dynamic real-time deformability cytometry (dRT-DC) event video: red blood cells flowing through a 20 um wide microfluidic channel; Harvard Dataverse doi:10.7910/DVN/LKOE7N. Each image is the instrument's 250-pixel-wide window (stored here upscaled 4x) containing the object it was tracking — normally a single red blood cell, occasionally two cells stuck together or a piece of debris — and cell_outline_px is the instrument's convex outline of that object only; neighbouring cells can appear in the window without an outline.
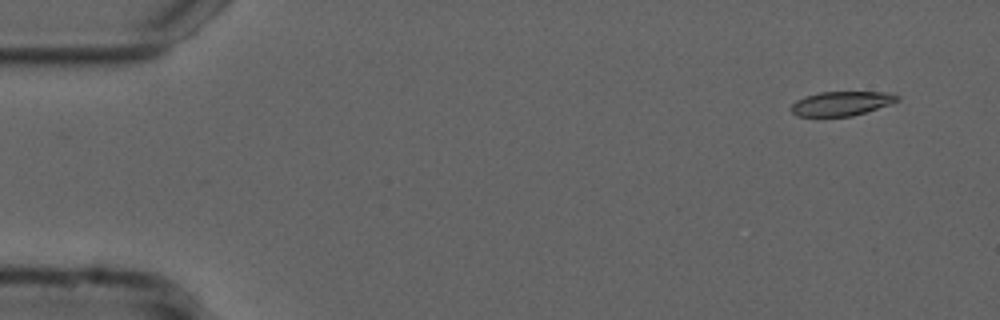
{"species": "common noctule bat (a hibernating species)", "species_latin": "Nyctalus noctula", "temperature_condition": "cold", "stored_images_in_passage": 52, "camera_frame_rate_fps": 3000, "um_per_image_px": 0.085, "animal": {"sex": "male", "forearm_length_mm": 52.5}, "frame": {"image": 1, "passage_image": 1, "time_ms": 0.0, "image_size_px": [1000, 320], "cell_outline_px": [[900, 100], [892, 104], [852, 116], [796, 116], [788, 108], [796, 100], [804, 96], [820, 92], [892, 92], [900, 96]], "centroid_in_image_um": [71.54, 8.79], "position_along_channel_um": 13.5, "area_um2": 15.26}}
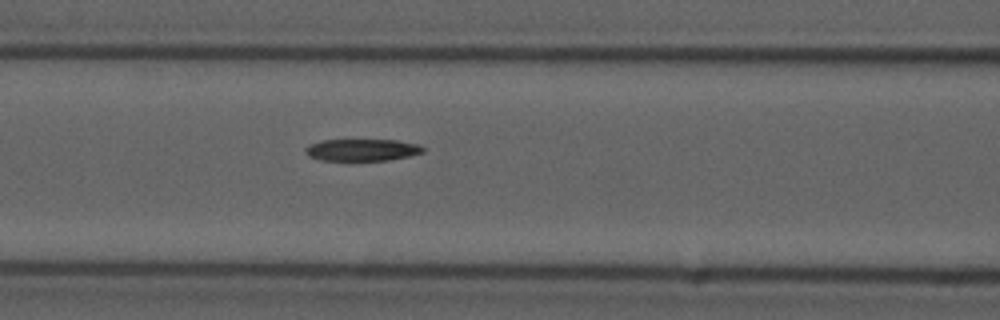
{"frame": {"image": 2, "passage_image": 20, "time_ms": 6.333, "image_size_px": [1000, 320], "cell_outline_px": [[424, 152], [408, 156], [388, 160], [320, 160], [308, 156], [304, 152], [304, 148], [308, 144], [324, 140], [396, 140], [420, 144], [424, 148]], "centroid_in_image_um": [30.75, 12.74], "position_along_channel_um": 135.8, "area_um2": 15.09}}
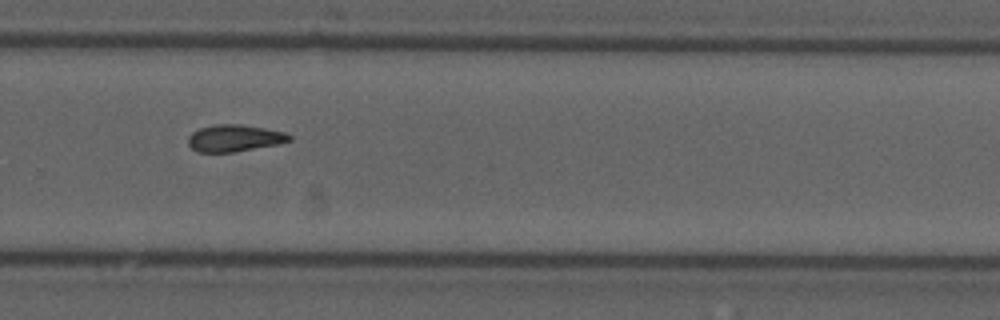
{"frame": {"image": 3, "passage_image": 34, "time_ms": 11.0, "image_size_px": [1000, 320], "cell_outline_px": [[292, 140], [280, 144], [236, 152], [196, 152], [188, 144], [188, 136], [192, 132], [200, 128], [216, 124], [240, 124], [264, 128], [284, 132], [292, 136]], "centroid_in_image_um": [19.94, 11.75], "position_along_channel_um": 309.9, "area_um2": 16.01}}